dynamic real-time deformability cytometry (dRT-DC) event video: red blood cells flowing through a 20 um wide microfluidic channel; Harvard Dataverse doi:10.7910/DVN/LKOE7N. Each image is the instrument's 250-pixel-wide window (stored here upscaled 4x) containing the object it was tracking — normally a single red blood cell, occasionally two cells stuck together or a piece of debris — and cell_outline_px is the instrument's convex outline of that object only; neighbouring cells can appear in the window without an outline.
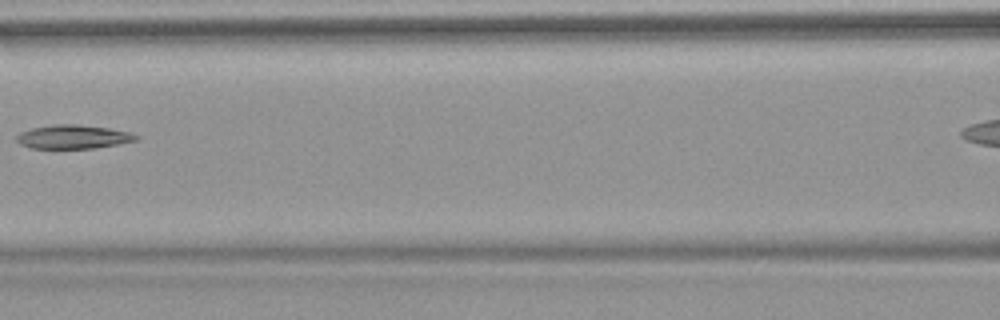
{"species": "common noctule bat (a hibernating species)", "species_latin": "Nyctalus noctula", "temperature_condition": "warm", "stored_images_in_passage": 5, "camera_frame_rate_fps": 3000, "um_per_image_px": 0.085, "animal": {"sex": "female", "body_mass_g": 18.4}, "frame": {"image": 1, "passage_image": 4, "time_ms": 4.667, "image_size_px": [1000, 320], "cell_outline_px": [[140, 136], [136, 140], [96, 148], [32, 148], [20, 144], [16, 140], [16, 136], [20, 132], [32, 128], [52, 124], [76, 124], [108, 128], [128, 132]], "centroid_in_image_um": [6.18, 11.62], "position_along_channel_um": 160.4, "area_um2": 16.42}}
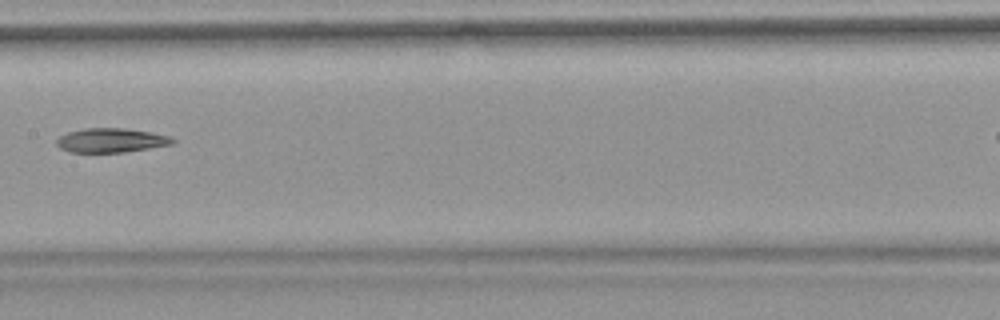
{"frame": {"image": 2, "passage_image": 5, "time_ms": 5.667, "image_size_px": [1000, 320], "cell_outline_px": [[176, 140], [172, 144], [124, 152], [68, 152], [60, 148], [56, 144], [56, 140], [60, 136], [68, 132], [84, 128], [124, 128], [148, 132], [168, 136]], "centroid_in_image_um": [9.39, 11.93], "position_along_channel_um": 198.0, "area_um2": 16.18}}